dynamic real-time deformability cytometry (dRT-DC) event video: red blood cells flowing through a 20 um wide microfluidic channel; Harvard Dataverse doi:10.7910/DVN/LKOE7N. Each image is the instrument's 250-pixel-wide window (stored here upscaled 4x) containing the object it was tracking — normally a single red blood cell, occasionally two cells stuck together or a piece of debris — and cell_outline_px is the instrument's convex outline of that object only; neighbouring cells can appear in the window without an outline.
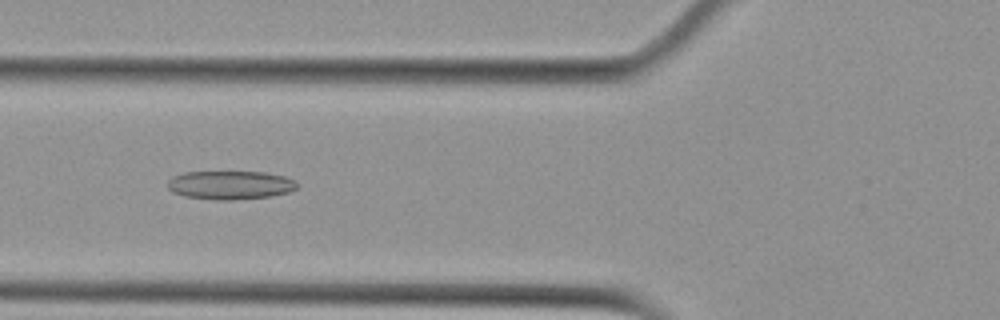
{"species": "Egyptian fruit bat (a non-hibernating species)", "species_latin": "Rousettus aegyptiacus", "temperature_condition": "cold", "stored_images_in_passage": 48, "camera_frame_rate_fps": 3000, "um_per_image_px": 0.085, "animal": {"sex": "female"}, "frame": {"image": 1, "passage_image": 15, "time_ms": 4.667, "image_size_px": [1000, 320], "cell_outline_px": [[296, 188], [288, 192], [272, 196], [232, 200], [216, 200], [184, 196], [172, 192], [168, 188], [168, 180], [172, 176], [184, 172], [264, 172], [284, 176], [296, 180]], "centroid_in_image_um": [19.55, 15.73], "position_along_channel_um": 106.3, "area_um2": 21.62}}
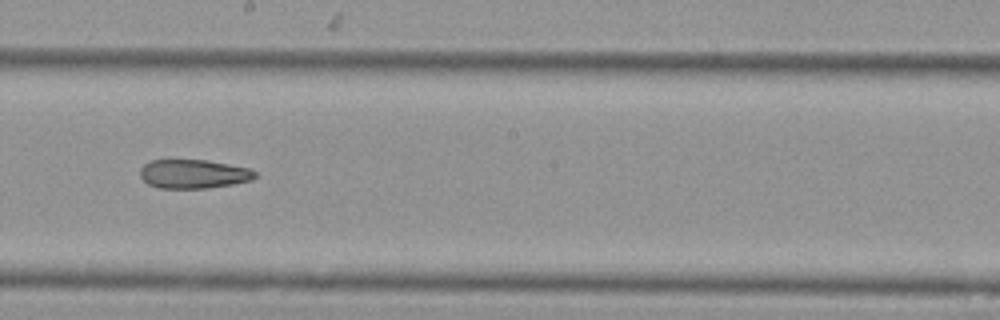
{"frame": {"image": 2, "passage_image": 25, "time_ms": 8.0, "image_size_px": [1000, 320], "cell_outline_px": [[256, 176], [252, 180], [232, 184], [204, 188], [160, 188], [148, 184], [140, 176], [140, 168], [144, 164], [152, 160], [208, 160], [248, 168], [256, 172]], "centroid_in_image_um": [16.43, 14.78], "position_along_channel_um": 231.8, "area_um2": 19.25}}
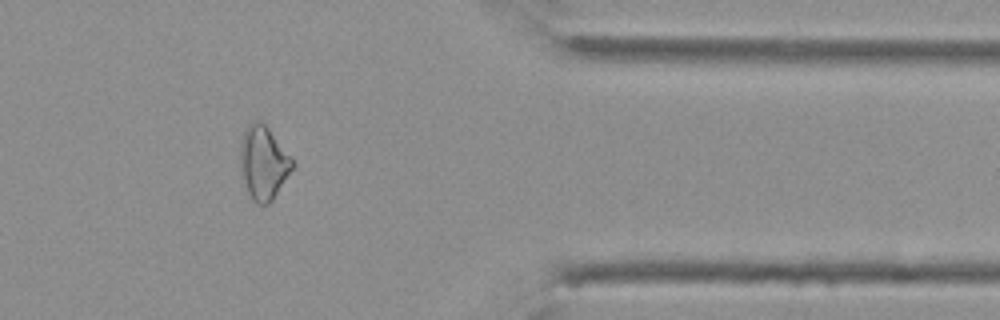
{"frame": {"image": 3, "passage_image": 39, "time_ms": 12.667, "image_size_px": [1000, 320], "cell_outline_px": [[296, 164], [272, 200], [268, 204], [256, 204], [252, 200], [248, 192], [244, 180], [240, 160], [240, 144], [244, 128], [252, 120], [260, 120], [268, 128], [292, 156]], "centroid_in_image_um": [22.4, 13.8], "position_along_channel_um": 389.0, "area_um2": 22.43}, "authors_computed_cell_mechanics": {"area_um2": 22.0218, "velocity_mm_per_s": 3.773, "shape_relaxation_time_tau1_ms": null, "shape_relaxation_time_tau2_ms": 9.5442, "deformation_change_tau1": null, "deformation_change_tau2": 0.2188}}